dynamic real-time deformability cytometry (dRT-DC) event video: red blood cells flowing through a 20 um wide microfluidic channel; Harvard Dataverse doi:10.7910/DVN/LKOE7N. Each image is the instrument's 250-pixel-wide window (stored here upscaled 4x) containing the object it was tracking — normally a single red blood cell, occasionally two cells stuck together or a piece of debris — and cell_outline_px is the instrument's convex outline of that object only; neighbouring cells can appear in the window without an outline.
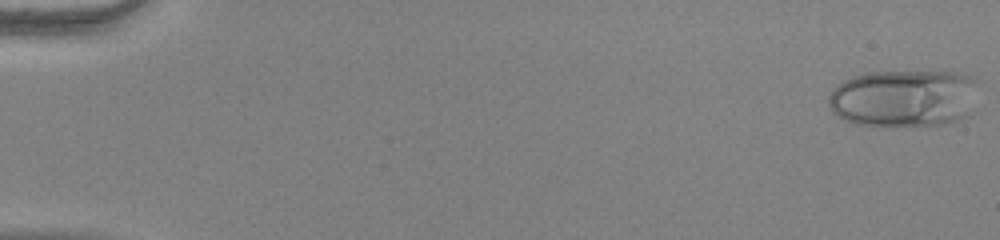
{"species": "human", "species_latin": "Homo sapiens", "temperature_condition": "warm", "stored_images_in_passage": 54, "camera_frame_rate_fps": 3000, "um_per_image_px": 0.085, "donor": {"sex": "female"}, "frame": {"image": 1, "passage_image": 1, "time_ms": 0.0, "image_size_px": [1000, 240], "cell_outline_px": [[976, 80], [972, 116], [944, 124], [856, 124], [832, 112], [828, 104], [828, 96], [832, 88], [836, 84], [852, 76], [868, 72], [956, 72], [972, 76]], "centroid_in_image_um": [76.84, 8.32], "position_along_channel_um": 8.2, "area_um2": 50.0}}
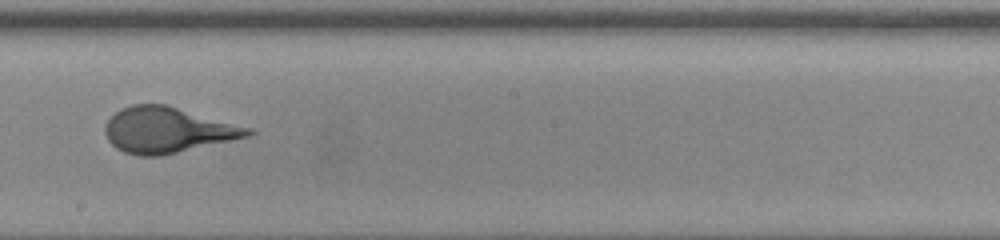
{"frame": {"image": 2, "passage_image": 32, "time_ms": 10.333, "image_size_px": [1000, 240], "cell_outline_px": [[256, 132], [248, 136], [160, 156], [140, 156], [124, 152], [116, 148], [108, 140], [104, 132], [104, 128], [108, 120], [120, 108], [132, 104], [164, 104], [252, 128]], "centroid_in_image_um": [14.2, 11.05], "position_along_channel_um": 234.0, "area_um2": 37.63}}
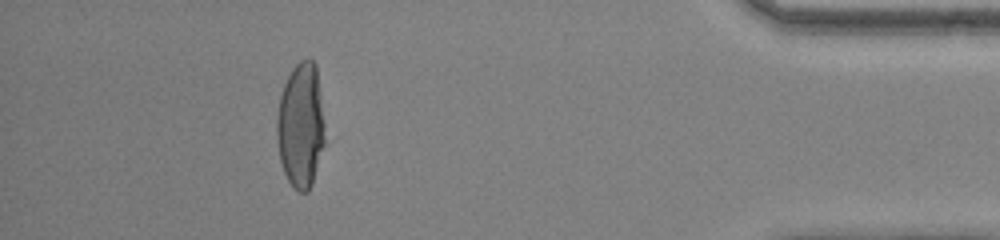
{"frame": {"image": 3, "passage_image": 49, "time_ms": 16.0, "image_size_px": [1000, 240], "cell_outline_px": [[324, 144], [312, 184], [308, 192], [300, 192], [292, 188], [284, 172], [280, 160], [276, 140], [276, 116], [280, 96], [284, 84], [292, 68], [300, 60], [312, 60], [316, 64], [324, 124]], "centroid_in_image_um": [25.54, 10.69], "position_along_channel_um": 409.7, "area_um2": 35.08}, "authors_computed_cell_mechanics": {"area_um2": 38.4659, "velocity_mm_per_s": 3.8951, "shape_relaxation_time_tau1_ms": 5.1488, "shape_relaxation_time_tau2_ms": null, "deformation_change_tau1": 0.2353, "deformation_change_tau2": null}}